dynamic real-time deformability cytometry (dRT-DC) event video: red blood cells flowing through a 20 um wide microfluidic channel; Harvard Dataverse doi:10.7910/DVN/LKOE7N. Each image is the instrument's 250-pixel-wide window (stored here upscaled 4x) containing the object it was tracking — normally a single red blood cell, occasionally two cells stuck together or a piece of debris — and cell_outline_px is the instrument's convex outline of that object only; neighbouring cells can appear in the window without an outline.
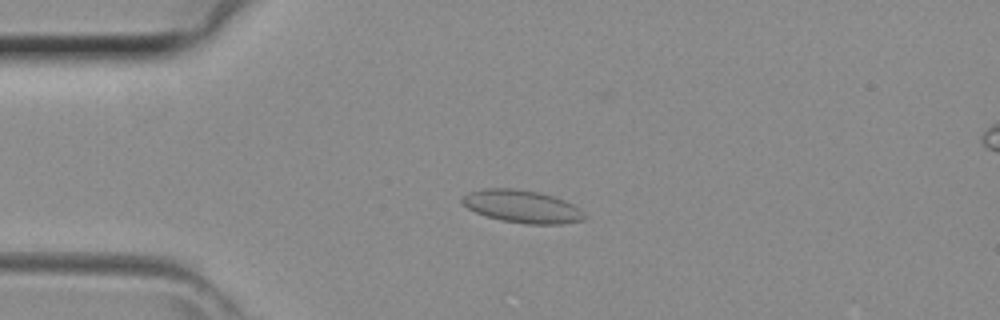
{"species": "common noctule bat (a hibernating species)", "species_latin": "Nyctalus noctula", "temperature_condition": "room temperature", "stored_images_in_passage": 23, "camera_frame_rate_fps": 3000, "um_per_image_px": 0.085, "animal": {"sex": "female", "body_mass_g": 29.2, "forearm_length_mm": 56.3}, "frame": {"image": 1, "passage_image": 9, "time_ms": 2.667, "image_size_px": [1000, 320], "cell_outline_px": [[588, 216], [584, 220], [560, 224], [524, 224], [500, 220], [476, 212], [468, 208], [460, 200], [460, 196], [468, 192], [484, 188], [508, 188], [536, 192], [552, 196], [564, 200], [580, 208]], "centroid_in_image_um": [44.38, 17.56], "position_along_channel_um": 40.6, "area_um2": 23.29}}
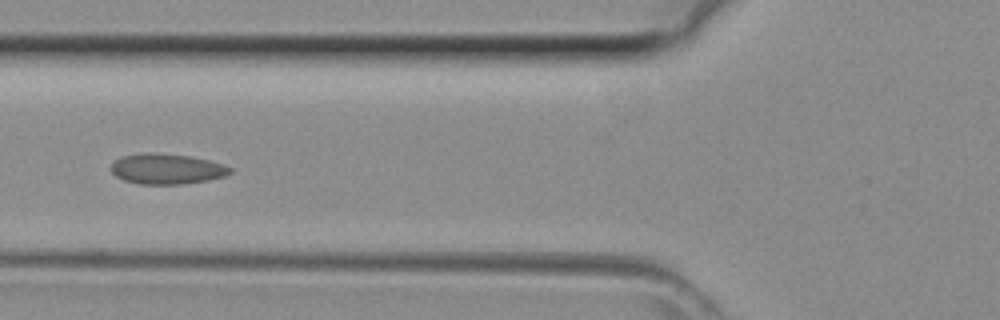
{"frame": {"image": 2, "passage_image": 15, "time_ms": 4.667, "image_size_px": [1000, 320], "cell_outline_px": [[232, 172], [224, 176], [208, 180], [180, 184], [140, 184], [124, 180], [116, 176], [112, 172], [112, 164], [120, 156], [140, 152], [156, 152], [192, 156], [224, 164], [232, 168]], "centroid_in_image_um": [14.17, 14.34], "position_along_channel_um": 111.6, "area_um2": 21.27}}
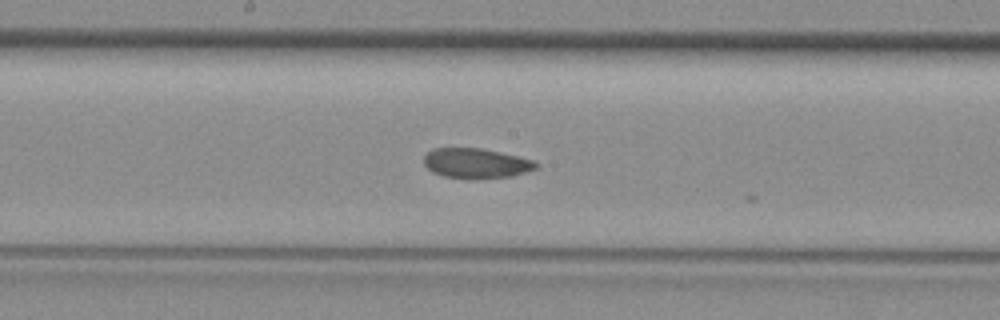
{"frame": {"image": 3, "passage_image": 21, "time_ms": 6.667, "image_size_px": [1000, 320], "cell_outline_px": [[540, 164], [536, 168], [512, 176], [476, 180], [472, 180], [444, 176], [432, 172], [424, 164], [424, 156], [432, 148], [480, 148], [500, 152], [532, 160]], "centroid_in_image_um": [40.44, 13.89], "position_along_channel_um": 207.8, "area_um2": 19.71}}